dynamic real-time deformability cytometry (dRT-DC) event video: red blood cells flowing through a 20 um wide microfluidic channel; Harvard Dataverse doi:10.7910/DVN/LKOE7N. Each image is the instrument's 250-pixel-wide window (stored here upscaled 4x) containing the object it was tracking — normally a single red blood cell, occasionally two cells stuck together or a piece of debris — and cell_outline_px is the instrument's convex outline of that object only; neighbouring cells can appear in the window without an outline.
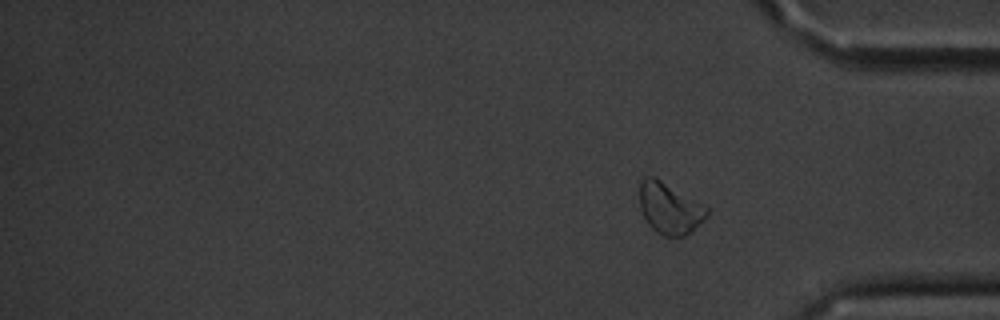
{"species": "common noctule bat (a hibernating species)", "species_latin": "Nyctalus noctula", "temperature_condition": "cold", "stored_images_in_passage": 16, "segment_of_instrument_passage": [2, 2], "camera_frame_rate_fps": 3000, "um_per_image_px": 0.085, "animal": {"sex": "male", "body_mass_g": 20.1, "forearm_length_mm": 53.5}, "frame": {"image": 1, "passage_image": 16, "time_ms": 19.0, "image_size_px": [1000, 320], "cell_outline_px": [[708, 216], [692, 232], [684, 236], [664, 236], [656, 232], [648, 224], [640, 208], [640, 180], [644, 176], [652, 176], [660, 180], [708, 208]], "centroid_in_image_um": [56.9, 17.73], "position_along_channel_um": 378.3, "area_um2": 19.83}}